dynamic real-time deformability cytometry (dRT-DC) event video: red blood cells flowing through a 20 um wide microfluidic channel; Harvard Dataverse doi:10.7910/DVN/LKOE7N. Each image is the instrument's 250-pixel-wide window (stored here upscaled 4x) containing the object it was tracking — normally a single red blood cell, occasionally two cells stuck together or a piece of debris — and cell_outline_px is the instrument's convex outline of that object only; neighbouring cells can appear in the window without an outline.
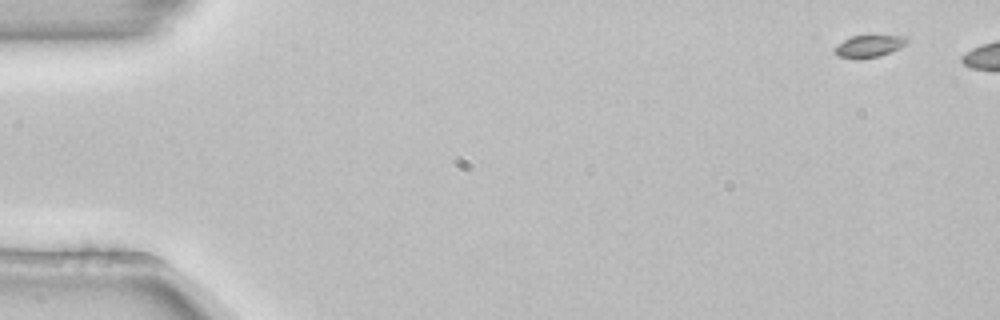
{"species": "common noctule bat (a hibernating species)", "species_latin": "Nyctalus noctula", "temperature_condition": "room temperature", "stored_images_in_passage": 8, "camera_frame_rate_fps": 3000, "um_per_image_px": 0.085, "animal": {"sex": "female", "body_mass_g": 22.7, "forearm_length_mm": 54.2}, "frame": {"image": 1, "passage_image": 3, "time_ms": 0.667, "image_size_px": [1000, 320], "cell_outline_px": [[908, 40], [900, 48], [880, 56], [860, 60], [856, 60], [836, 56], [832, 52], [832, 48], [836, 44], [852, 36], [876, 32], [908, 36]], "centroid_in_image_um": [73.84, 3.88], "position_along_channel_um": 11.2, "area_um2": 10.4}}